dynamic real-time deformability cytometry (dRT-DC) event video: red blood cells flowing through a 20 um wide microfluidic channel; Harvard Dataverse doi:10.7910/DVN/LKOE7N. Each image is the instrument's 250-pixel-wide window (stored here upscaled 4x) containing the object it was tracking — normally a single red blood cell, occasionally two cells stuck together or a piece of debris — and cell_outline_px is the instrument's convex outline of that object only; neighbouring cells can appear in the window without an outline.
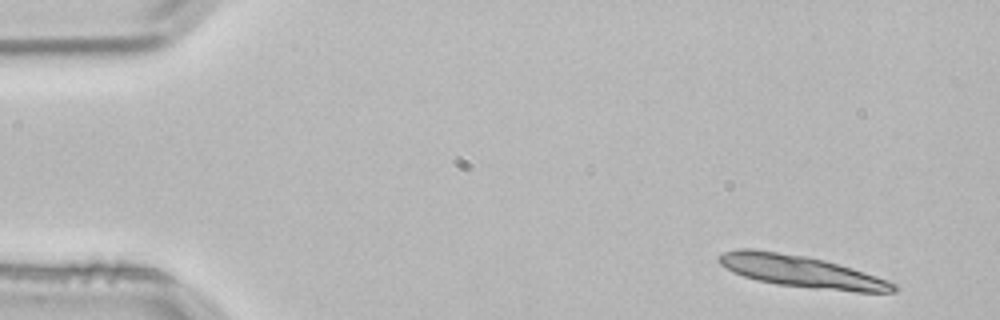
{"species": "common noctule bat (a hibernating species)", "species_latin": "Nyctalus noctula", "temperature_condition": "room temperature", "stored_images_in_passage": 5, "segment_of_instrument_passage": [2, 2], "camera_frame_rate_fps": 3000, "um_per_image_px": 0.085, "animal": {"sex": "male", "body_mass_g": 21.5, "forearm_length_mm": 52.0}, "frame": {"image": 1, "passage_image": 5, "time_ms": 1.333, "image_size_px": [1000, 320], "cell_outline_px": [[896, 292], [856, 292], [812, 288], [776, 284], [744, 276], [732, 272], [720, 264], [716, 260], [716, 256], [724, 252], [736, 248], [752, 248], [808, 256], [824, 260], [852, 268], [888, 280], [896, 284]], "centroid_in_image_um": [68.07, 23.06], "position_along_channel_um": 16.9, "area_um2": 32.48}}